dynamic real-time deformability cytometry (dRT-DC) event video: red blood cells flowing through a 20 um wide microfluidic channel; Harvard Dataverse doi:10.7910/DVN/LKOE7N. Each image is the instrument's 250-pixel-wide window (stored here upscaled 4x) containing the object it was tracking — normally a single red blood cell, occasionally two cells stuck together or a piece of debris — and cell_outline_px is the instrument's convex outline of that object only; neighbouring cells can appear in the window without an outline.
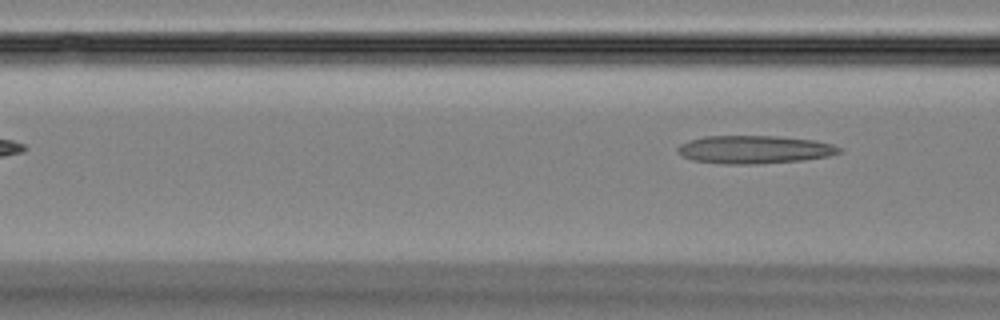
{"species": "Egyptian fruit bat (a non-hibernating species)", "species_latin": "Rousettus aegyptiacus", "temperature_condition": "room temperature", "stored_images_in_passage": 4, "camera_frame_rate_fps": 3000, "um_per_image_px": 0.085, "animal": {"sex": "female"}, "frame": {"image": 1, "passage_image": 4, "time_ms": 4.667, "image_size_px": [1000, 320], "cell_outline_px": [[844, 152], [828, 156], [804, 160], [756, 164], [720, 164], [692, 160], [680, 156], [676, 152], [676, 148], [680, 144], [688, 140], [704, 136], [776, 136], [816, 140], [832, 144], [844, 148]], "centroid_in_image_um": [64.12, 12.71], "position_along_channel_um": 102.5, "area_um2": 26.88}}